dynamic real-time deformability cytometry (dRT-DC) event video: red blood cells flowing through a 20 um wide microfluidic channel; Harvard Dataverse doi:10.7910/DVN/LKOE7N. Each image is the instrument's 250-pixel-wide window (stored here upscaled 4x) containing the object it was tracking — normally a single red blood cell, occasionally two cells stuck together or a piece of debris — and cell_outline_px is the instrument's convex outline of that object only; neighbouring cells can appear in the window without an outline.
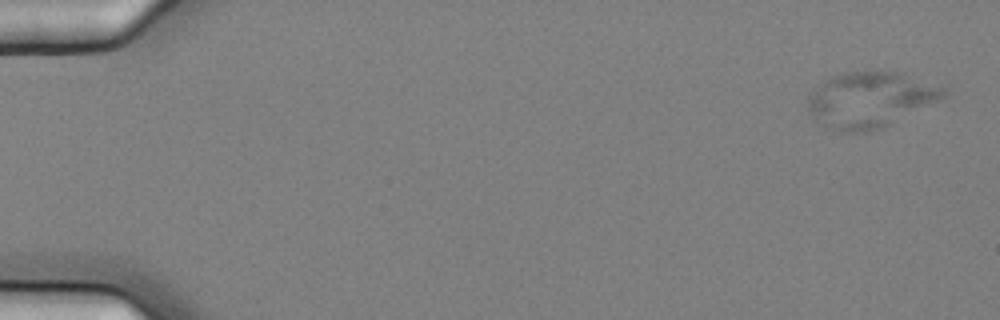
{"species": "common noctule bat (a hibernating species)", "species_latin": "Nyctalus noctula", "temperature_condition": "cold", "stored_images_in_passage": 5, "camera_frame_rate_fps": 3000, "um_per_image_px": 0.085, "animal": {"sex": "female", "body_mass_g": 25.1}, "frame": {"image": 1, "passage_image": 1, "time_ms": 0.0, "image_size_px": [1000, 320], "cell_outline_px": [[948, 92], [944, 96], [884, 128], [868, 132], [840, 132], [824, 128], [816, 120], [804, 104], [808, 96], [824, 80], [832, 76], [844, 72], [904, 72], [944, 88]], "centroid_in_image_um": [73.89, 8.49], "position_along_channel_um": 11.1, "area_um2": 43.99}}